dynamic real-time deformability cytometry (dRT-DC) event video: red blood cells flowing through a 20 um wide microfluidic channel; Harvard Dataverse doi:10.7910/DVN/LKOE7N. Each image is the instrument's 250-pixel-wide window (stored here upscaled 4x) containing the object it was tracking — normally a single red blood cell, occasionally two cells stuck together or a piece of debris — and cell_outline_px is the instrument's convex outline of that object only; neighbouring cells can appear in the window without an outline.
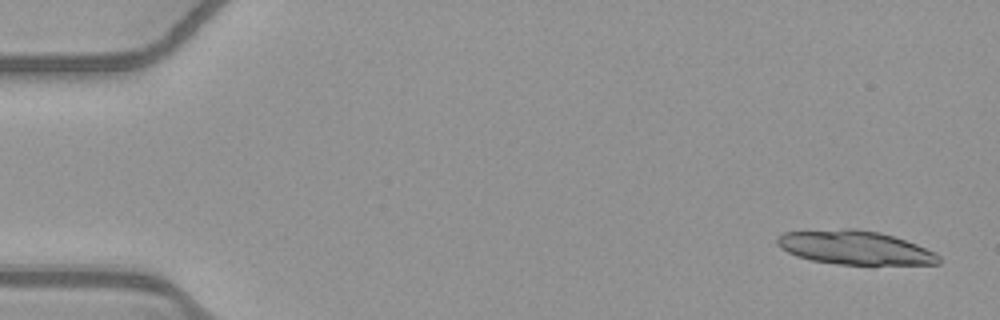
{"species": "common noctule bat (a hibernating species)", "species_latin": "Nyctalus noctula", "temperature_condition": "warm", "stored_images_in_passage": 11, "camera_frame_rate_fps": 3000, "um_per_image_px": 0.085, "animal": {"sex": "female", "body_mass_g": 21.9}, "frame": {"image": 1, "passage_image": 2, "time_ms": 0.333, "image_size_px": [1000, 320], "cell_outline_px": [[940, 264], [836, 264], [812, 260], [796, 256], [780, 248], [776, 244], [776, 236], [784, 232], [844, 228], [856, 228], [880, 232], [916, 244], [936, 252], [940, 256]], "centroid_in_image_um": [72.63, 21.04], "position_along_channel_um": 12.4, "area_um2": 31.91}}